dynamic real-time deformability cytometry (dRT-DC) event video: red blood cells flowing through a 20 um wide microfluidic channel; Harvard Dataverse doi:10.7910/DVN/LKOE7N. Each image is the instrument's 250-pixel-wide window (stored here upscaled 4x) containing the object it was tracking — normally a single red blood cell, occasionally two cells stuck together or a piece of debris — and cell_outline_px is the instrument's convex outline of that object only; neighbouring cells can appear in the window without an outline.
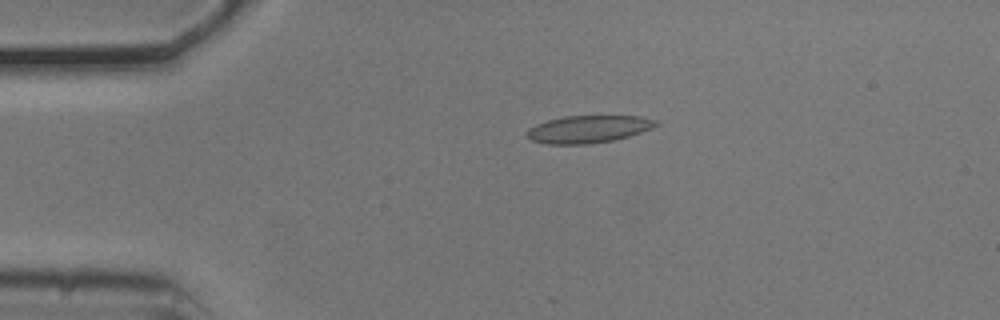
{"species": "common noctule bat (a hibernating species)", "species_latin": "Nyctalus noctula", "temperature_condition": "cold", "stored_images_in_passage": 45, "camera_frame_rate_fps": 3000, "um_per_image_px": 0.085, "animal": {"sex": "male", "body_mass_g": 20.5, "forearm_length_mm": 52.5}, "frame": {"image": 1, "passage_image": 2, "time_ms": 0.333, "image_size_px": [1000, 320], "cell_outline_px": [[660, 124], [652, 128], [628, 136], [612, 140], [588, 144], [544, 144], [532, 140], [528, 136], [528, 128], [536, 124], [548, 120], [564, 116], [640, 116], [656, 120]], "centroid_in_image_um": [50.01, 10.97], "position_along_channel_um": 35.0, "area_um2": 20.46}}
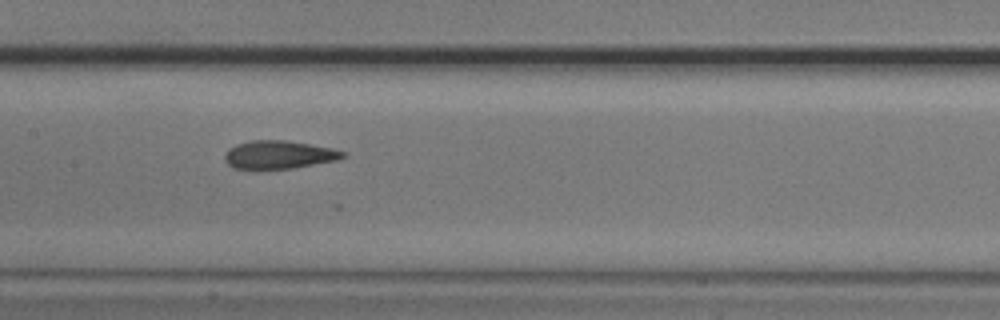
{"frame": {"image": 2, "passage_image": 17, "time_ms": 5.333, "image_size_px": [1000, 320], "cell_outline_px": [[348, 156], [336, 160], [292, 168], [232, 168], [224, 160], [224, 156], [228, 148], [236, 144], [252, 140], [284, 140], [332, 148], [348, 152]], "centroid_in_image_um": [23.72, 13.14], "position_along_channel_um": 183.7, "area_um2": 19.25}}
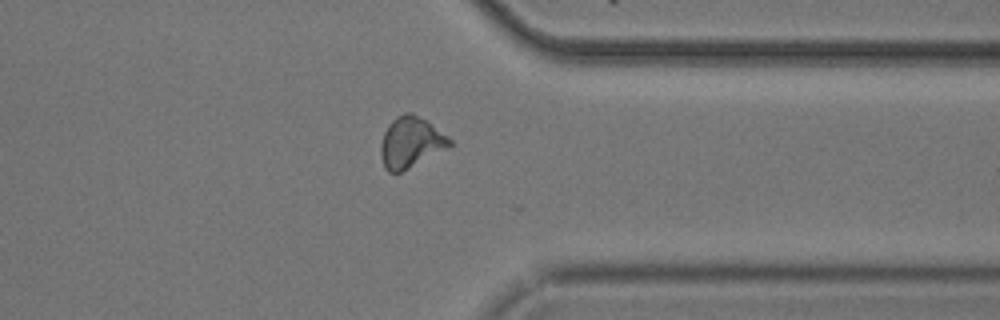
{"frame": {"image": 3, "passage_image": 33, "time_ms": 10.667, "image_size_px": [1000, 320], "cell_outline_px": [[452, 148], [400, 172], [388, 172], [384, 168], [380, 156], [380, 144], [384, 132], [388, 124], [396, 116], [404, 112], [412, 112], [448, 136], [452, 140]], "centroid_in_image_um": [34.92, 12.12], "position_along_channel_um": 376.5, "area_um2": 20.69}}